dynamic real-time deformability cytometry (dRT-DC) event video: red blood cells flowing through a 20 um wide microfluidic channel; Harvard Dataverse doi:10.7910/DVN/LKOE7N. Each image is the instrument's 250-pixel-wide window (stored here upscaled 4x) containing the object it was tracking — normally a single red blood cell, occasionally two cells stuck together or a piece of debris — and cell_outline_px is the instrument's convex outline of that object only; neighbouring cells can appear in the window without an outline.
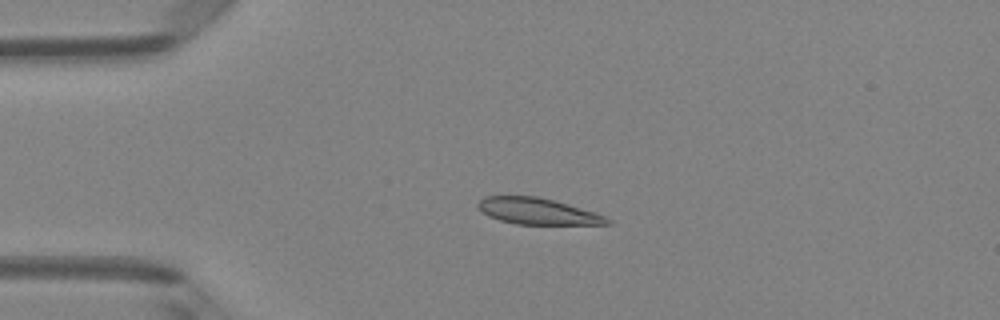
{"species": "Egyptian fruit bat (a non-hibernating species)", "species_latin": "Rousettus aegyptiacus", "temperature_condition": "room temperature", "stored_images_in_passage": 8, "camera_frame_rate_fps": 3000, "um_per_image_px": 0.085, "animal": {"sex": "female"}, "frame": {"image": 1, "passage_image": 4, "time_ms": 1.0, "image_size_px": [1000, 320], "cell_outline_px": [[612, 224], [516, 224], [500, 220], [488, 216], [476, 204], [484, 196], [536, 196], [568, 204], [596, 212], [612, 220]], "centroid_in_image_um": [45.71, 17.96], "position_along_channel_um": 39.3, "area_um2": 19.65}}
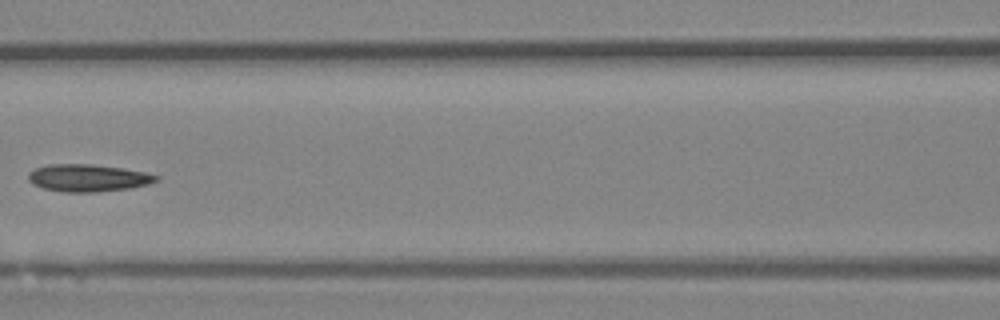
{"frame": {"image": 2, "passage_image": 7, "time_ms": 2.0, "image_size_px": [1000, 320], "cell_outline_px": [[160, 180], [148, 184], [128, 188], [96, 192], [64, 192], [44, 188], [32, 184], [28, 180], [28, 172], [36, 168], [48, 164], [92, 164], [124, 168], [144, 172], [160, 176]], "centroid_in_image_um": [7.48, 15.12], "position_along_channel_um": 159.1, "area_um2": 20.4}}
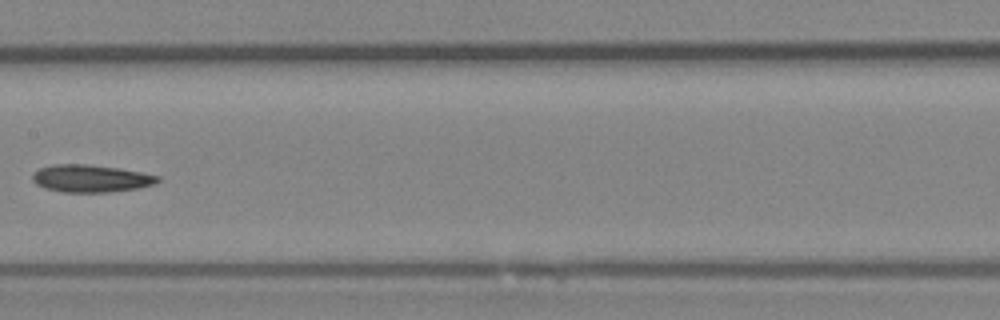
{"frame": {"image": 3, "passage_image": 8, "time_ms": 2.333, "image_size_px": [1000, 320], "cell_outline_px": [[160, 180], [156, 184], [136, 188], [108, 192], [64, 192], [44, 188], [36, 184], [32, 180], [32, 176], [40, 168], [52, 164], [88, 164], [120, 168], [160, 176]], "centroid_in_image_um": [7.72, 15.16], "position_along_channel_um": 199.7, "area_um2": 20.0}}